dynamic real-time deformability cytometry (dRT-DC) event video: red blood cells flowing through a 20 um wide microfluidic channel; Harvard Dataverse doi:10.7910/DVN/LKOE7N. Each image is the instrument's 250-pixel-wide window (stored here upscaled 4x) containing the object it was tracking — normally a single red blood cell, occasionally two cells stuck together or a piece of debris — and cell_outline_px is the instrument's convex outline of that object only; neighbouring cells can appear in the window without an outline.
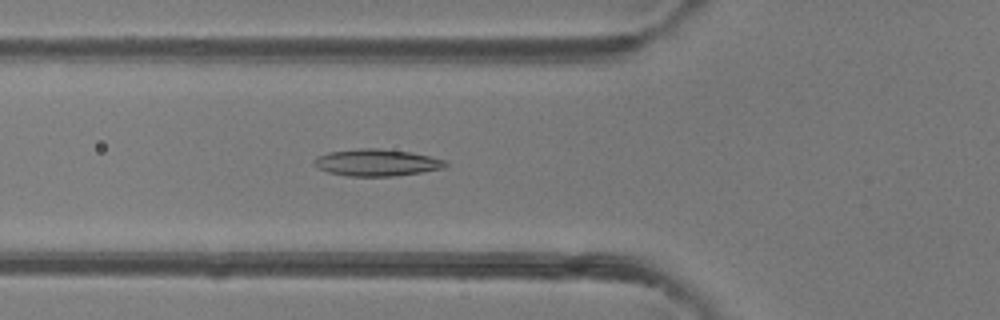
{"species": "common noctule bat (a hibernating species)", "species_latin": "Nyctalus noctula", "temperature_condition": "room temperature", "stored_images_in_passage": 48, "camera_frame_rate_fps": 3000, "um_per_image_px": 0.085, "animal": {"sex": "female"}, "frame": {"image": 1, "passage_image": 17, "time_ms": 5.333, "image_size_px": [1000, 320], "cell_outline_px": [[448, 164], [444, 168], [396, 176], [348, 176], [328, 172], [312, 164], [312, 160], [316, 156], [328, 152], [360, 148], [380, 148], [412, 152], [444, 160]], "centroid_in_image_um": [31.98, 13.81], "position_along_channel_um": 93.8, "area_um2": 20.63}}
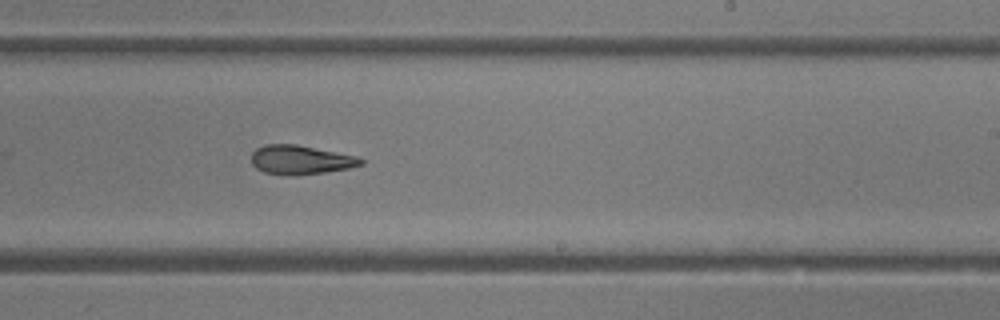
{"frame": {"image": 2, "passage_image": 29, "time_ms": 9.333, "image_size_px": [1000, 320], "cell_outline_px": [[364, 164], [348, 168], [324, 172], [296, 176], [264, 172], [256, 168], [252, 164], [252, 152], [256, 148], [268, 144], [296, 144], [356, 156], [364, 160]], "centroid_in_image_um": [25.54, 13.59], "position_along_channel_um": 263.5, "area_um2": 18.44}}
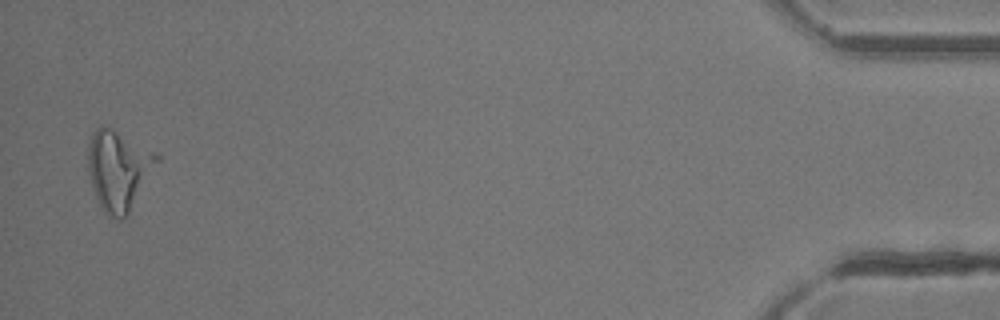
{"frame": {"image": 3, "passage_image": 47, "time_ms": 15.333, "image_size_px": [1000, 320], "cell_outline_px": [[160, 160], [128, 216], [124, 220], [120, 220], [108, 216], [104, 212], [96, 196], [92, 184], [88, 168], [88, 144], [92, 132], [100, 124], [112, 128], [160, 156]], "centroid_in_image_um": [10.07, 14.47], "position_along_channel_um": 425.1, "area_um2": 32.02}, "authors_computed_cell_mechanics": {"area_um2": 20.1722, "velocity_mm_per_s": 4.2317, "shape_relaxation_time_tau1_ms": null, "shape_relaxation_time_tau2_ms": 6.9439, "deformation_change_tau1": null, "deformation_change_tau2": 0.1805}}